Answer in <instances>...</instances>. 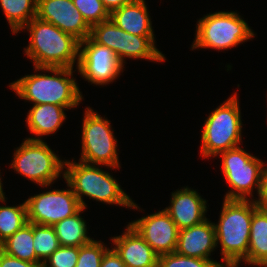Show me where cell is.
Here are the masks:
<instances>
[{"label": "cell", "mask_w": 267, "mask_h": 267, "mask_svg": "<svg viewBox=\"0 0 267 267\" xmlns=\"http://www.w3.org/2000/svg\"><path fill=\"white\" fill-rule=\"evenodd\" d=\"M82 122L81 157L79 161L90 164L106 166L107 169L120 167L118 141L115 138L111 121L102 117L92 108L86 107Z\"/></svg>", "instance_id": "cell-9"}, {"label": "cell", "mask_w": 267, "mask_h": 267, "mask_svg": "<svg viewBox=\"0 0 267 267\" xmlns=\"http://www.w3.org/2000/svg\"><path fill=\"white\" fill-rule=\"evenodd\" d=\"M214 223L207 218L202 223L179 230L176 251L178 254L200 259H211L216 249Z\"/></svg>", "instance_id": "cell-16"}, {"label": "cell", "mask_w": 267, "mask_h": 267, "mask_svg": "<svg viewBox=\"0 0 267 267\" xmlns=\"http://www.w3.org/2000/svg\"><path fill=\"white\" fill-rule=\"evenodd\" d=\"M104 7L111 13L113 10L122 7L125 4L132 2L133 0H101Z\"/></svg>", "instance_id": "cell-34"}, {"label": "cell", "mask_w": 267, "mask_h": 267, "mask_svg": "<svg viewBox=\"0 0 267 267\" xmlns=\"http://www.w3.org/2000/svg\"><path fill=\"white\" fill-rule=\"evenodd\" d=\"M242 262L267 267V211L260 208L252 215L248 254Z\"/></svg>", "instance_id": "cell-19"}, {"label": "cell", "mask_w": 267, "mask_h": 267, "mask_svg": "<svg viewBox=\"0 0 267 267\" xmlns=\"http://www.w3.org/2000/svg\"><path fill=\"white\" fill-rule=\"evenodd\" d=\"M129 224L158 255L176 251L179 229L164 209Z\"/></svg>", "instance_id": "cell-12"}, {"label": "cell", "mask_w": 267, "mask_h": 267, "mask_svg": "<svg viewBox=\"0 0 267 267\" xmlns=\"http://www.w3.org/2000/svg\"><path fill=\"white\" fill-rule=\"evenodd\" d=\"M0 6L13 34L20 33L37 13V0H0Z\"/></svg>", "instance_id": "cell-23"}, {"label": "cell", "mask_w": 267, "mask_h": 267, "mask_svg": "<svg viewBox=\"0 0 267 267\" xmlns=\"http://www.w3.org/2000/svg\"><path fill=\"white\" fill-rule=\"evenodd\" d=\"M60 246L53 226L33 223V247L36 253V263L42 264Z\"/></svg>", "instance_id": "cell-26"}, {"label": "cell", "mask_w": 267, "mask_h": 267, "mask_svg": "<svg viewBox=\"0 0 267 267\" xmlns=\"http://www.w3.org/2000/svg\"><path fill=\"white\" fill-rule=\"evenodd\" d=\"M79 256V247L60 246L44 262L42 267H75Z\"/></svg>", "instance_id": "cell-30"}, {"label": "cell", "mask_w": 267, "mask_h": 267, "mask_svg": "<svg viewBox=\"0 0 267 267\" xmlns=\"http://www.w3.org/2000/svg\"><path fill=\"white\" fill-rule=\"evenodd\" d=\"M257 209L255 200H223L214 226L224 265H239L247 257L252 215Z\"/></svg>", "instance_id": "cell-4"}, {"label": "cell", "mask_w": 267, "mask_h": 267, "mask_svg": "<svg viewBox=\"0 0 267 267\" xmlns=\"http://www.w3.org/2000/svg\"><path fill=\"white\" fill-rule=\"evenodd\" d=\"M29 33L28 46L24 54L34 67L74 68L79 62V43L73 35L63 32L52 23L37 17L30 20L21 31Z\"/></svg>", "instance_id": "cell-2"}, {"label": "cell", "mask_w": 267, "mask_h": 267, "mask_svg": "<svg viewBox=\"0 0 267 267\" xmlns=\"http://www.w3.org/2000/svg\"><path fill=\"white\" fill-rule=\"evenodd\" d=\"M0 267H42V264L18 259L6 254L0 249Z\"/></svg>", "instance_id": "cell-31"}, {"label": "cell", "mask_w": 267, "mask_h": 267, "mask_svg": "<svg viewBox=\"0 0 267 267\" xmlns=\"http://www.w3.org/2000/svg\"><path fill=\"white\" fill-rule=\"evenodd\" d=\"M78 198L81 207L87 209L84 196L99 201L103 204L118 205L133 210L141 209L130 198L121 185L109 172L104 171L99 165H90L81 161L65 160L64 176Z\"/></svg>", "instance_id": "cell-3"}, {"label": "cell", "mask_w": 267, "mask_h": 267, "mask_svg": "<svg viewBox=\"0 0 267 267\" xmlns=\"http://www.w3.org/2000/svg\"><path fill=\"white\" fill-rule=\"evenodd\" d=\"M123 70L124 65L111 49L96 43L90 36L80 41L77 71L88 83L106 86Z\"/></svg>", "instance_id": "cell-10"}, {"label": "cell", "mask_w": 267, "mask_h": 267, "mask_svg": "<svg viewBox=\"0 0 267 267\" xmlns=\"http://www.w3.org/2000/svg\"><path fill=\"white\" fill-rule=\"evenodd\" d=\"M105 243L92 240L79 247V256L75 267H100L105 252L109 249Z\"/></svg>", "instance_id": "cell-29"}, {"label": "cell", "mask_w": 267, "mask_h": 267, "mask_svg": "<svg viewBox=\"0 0 267 267\" xmlns=\"http://www.w3.org/2000/svg\"><path fill=\"white\" fill-rule=\"evenodd\" d=\"M100 267H126L120 256L113 248H109L101 261Z\"/></svg>", "instance_id": "cell-32"}, {"label": "cell", "mask_w": 267, "mask_h": 267, "mask_svg": "<svg viewBox=\"0 0 267 267\" xmlns=\"http://www.w3.org/2000/svg\"><path fill=\"white\" fill-rule=\"evenodd\" d=\"M157 265L158 267H219L224 264L216 260L188 257L173 252L159 255Z\"/></svg>", "instance_id": "cell-27"}, {"label": "cell", "mask_w": 267, "mask_h": 267, "mask_svg": "<svg viewBox=\"0 0 267 267\" xmlns=\"http://www.w3.org/2000/svg\"><path fill=\"white\" fill-rule=\"evenodd\" d=\"M90 37L96 43L111 49L121 62L123 30L111 19L93 25L91 27Z\"/></svg>", "instance_id": "cell-25"}, {"label": "cell", "mask_w": 267, "mask_h": 267, "mask_svg": "<svg viewBox=\"0 0 267 267\" xmlns=\"http://www.w3.org/2000/svg\"><path fill=\"white\" fill-rule=\"evenodd\" d=\"M80 11L83 19L92 27L95 24L110 19V13L101 0H72Z\"/></svg>", "instance_id": "cell-28"}, {"label": "cell", "mask_w": 267, "mask_h": 267, "mask_svg": "<svg viewBox=\"0 0 267 267\" xmlns=\"http://www.w3.org/2000/svg\"><path fill=\"white\" fill-rule=\"evenodd\" d=\"M0 173H1V172H0ZM0 190H3V184H2L1 175H0Z\"/></svg>", "instance_id": "cell-36"}, {"label": "cell", "mask_w": 267, "mask_h": 267, "mask_svg": "<svg viewBox=\"0 0 267 267\" xmlns=\"http://www.w3.org/2000/svg\"><path fill=\"white\" fill-rule=\"evenodd\" d=\"M14 151L9 167L34 184L48 188L64 176L65 160L60 159L44 140L25 138Z\"/></svg>", "instance_id": "cell-7"}, {"label": "cell", "mask_w": 267, "mask_h": 267, "mask_svg": "<svg viewBox=\"0 0 267 267\" xmlns=\"http://www.w3.org/2000/svg\"><path fill=\"white\" fill-rule=\"evenodd\" d=\"M221 172L231 190L226 192L227 200H254L253 190L258 192L266 164L256 156L238 146L221 152Z\"/></svg>", "instance_id": "cell-8"}, {"label": "cell", "mask_w": 267, "mask_h": 267, "mask_svg": "<svg viewBox=\"0 0 267 267\" xmlns=\"http://www.w3.org/2000/svg\"><path fill=\"white\" fill-rule=\"evenodd\" d=\"M73 69L35 67L34 74H27L13 81L9 87L20 99L28 100L33 105L54 104L64 106L68 110L74 109L83 101V95L76 79L72 77L73 72L76 71ZM45 72L49 73L46 74Z\"/></svg>", "instance_id": "cell-1"}, {"label": "cell", "mask_w": 267, "mask_h": 267, "mask_svg": "<svg viewBox=\"0 0 267 267\" xmlns=\"http://www.w3.org/2000/svg\"><path fill=\"white\" fill-rule=\"evenodd\" d=\"M255 35V32L238 12L209 13L197 22L195 40L191 45V50L199 48L228 50L249 41Z\"/></svg>", "instance_id": "cell-6"}, {"label": "cell", "mask_w": 267, "mask_h": 267, "mask_svg": "<svg viewBox=\"0 0 267 267\" xmlns=\"http://www.w3.org/2000/svg\"><path fill=\"white\" fill-rule=\"evenodd\" d=\"M170 205L165 207L179 230L202 223L207 219V201L188 186L172 192Z\"/></svg>", "instance_id": "cell-14"}, {"label": "cell", "mask_w": 267, "mask_h": 267, "mask_svg": "<svg viewBox=\"0 0 267 267\" xmlns=\"http://www.w3.org/2000/svg\"><path fill=\"white\" fill-rule=\"evenodd\" d=\"M85 208L76 214L56 223L53 227L61 246L80 247L90 243L94 238L88 236L87 224L81 216Z\"/></svg>", "instance_id": "cell-21"}, {"label": "cell", "mask_w": 267, "mask_h": 267, "mask_svg": "<svg viewBox=\"0 0 267 267\" xmlns=\"http://www.w3.org/2000/svg\"><path fill=\"white\" fill-rule=\"evenodd\" d=\"M5 192L0 190V202L5 203ZM28 223L25 201L16 206L0 205V244Z\"/></svg>", "instance_id": "cell-24"}, {"label": "cell", "mask_w": 267, "mask_h": 267, "mask_svg": "<svg viewBox=\"0 0 267 267\" xmlns=\"http://www.w3.org/2000/svg\"><path fill=\"white\" fill-rule=\"evenodd\" d=\"M0 249L10 256L36 263V253L33 247V223L28 222L8 237L0 244Z\"/></svg>", "instance_id": "cell-22"}, {"label": "cell", "mask_w": 267, "mask_h": 267, "mask_svg": "<svg viewBox=\"0 0 267 267\" xmlns=\"http://www.w3.org/2000/svg\"><path fill=\"white\" fill-rule=\"evenodd\" d=\"M155 41L154 37L137 36L123 30L121 63L125 65L126 58L145 59L158 63L165 61V55L156 47Z\"/></svg>", "instance_id": "cell-20"}, {"label": "cell", "mask_w": 267, "mask_h": 267, "mask_svg": "<svg viewBox=\"0 0 267 267\" xmlns=\"http://www.w3.org/2000/svg\"><path fill=\"white\" fill-rule=\"evenodd\" d=\"M240 265H221L219 267H239Z\"/></svg>", "instance_id": "cell-35"}, {"label": "cell", "mask_w": 267, "mask_h": 267, "mask_svg": "<svg viewBox=\"0 0 267 267\" xmlns=\"http://www.w3.org/2000/svg\"><path fill=\"white\" fill-rule=\"evenodd\" d=\"M36 17L52 23L79 41L85 40L91 34V27L72 0H37Z\"/></svg>", "instance_id": "cell-13"}, {"label": "cell", "mask_w": 267, "mask_h": 267, "mask_svg": "<svg viewBox=\"0 0 267 267\" xmlns=\"http://www.w3.org/2000/svg\"><path fill=\"white\" fill-rule=\"evenodd\" d=\"M65 109L68 108L54 104L32 105L25 122L26 127L35 137L31 136L28 139L42 141V136L55 134L66 121Z\"/></svg>", "instance_id": "cell-18"}, {"label": "cell", "mask_w": 267, "mask_h": 267, "mask_svg": "<svg viewBox=\"0 0 267 267\" xmlns=\"http://www.w3.org/2000/svg\"><path fill=\"white\" fill-rule=\"evenodd\" d=\"M238 99L234 92L207 116L200 132L202 158H215L241 145L243 123Z\"/></svg>", "instance_id": "cell-5"}, {"label": "cell", "mask_w": 267, "mask_h": 267, "mask_svg": "<svg viewBox=\"0 0 267 267\" xmlns=\"http://www.w3.org/2000/svg\"><path fill=\"white\" fill-rule=\"evenodd\" d=\"M145 0H133L110 13V19L125 32L155 37Z\"/></svg>", "instance_id": "cell-17"}, {"label": "cell", "mask_w": 267, "mask_h": 267, "mask_svg": "<svg viewBox=\"0 0 267 267\" xmlns=\"http://www.w3.org/2000/svg\"><path fill=\"white\" fill-rule=\"evenodd\" d=\"M111 242L126 267H154L158 264L159 255L129 223L121 235L111 238Z\"/></svg>", "instance_id": "cell-15"}, {"label": "cell", "mask_w": 267, "mask_h": 267, "mask_svg": "<svg viewBox=\"0 0 267 267\" xmlns=\"http://www.w3.org/2000/svg\"><path fill=\"white\" fill-rule=\"evenodd\" d=\"M67 187L35 194L25 200L28 222L54 226L76 214L82 207L68 183Z\"/></svg>", "instance_id": "cell-11"}, {"label": "cell", "mask_w": 267, "mask_h": 267, "mask_svg": "<svg viewBox=\"0 0 267 267\" xmlns=\"http://www.w3.org/2000/svg\"><path fill=\"white\" fill-rule=\"evenodd\" d=\"M254 200L258 208L267 211V166H265L263 171L259 196Z\"/></svg>", "instance_id": "cell-33"}]
</instances>
